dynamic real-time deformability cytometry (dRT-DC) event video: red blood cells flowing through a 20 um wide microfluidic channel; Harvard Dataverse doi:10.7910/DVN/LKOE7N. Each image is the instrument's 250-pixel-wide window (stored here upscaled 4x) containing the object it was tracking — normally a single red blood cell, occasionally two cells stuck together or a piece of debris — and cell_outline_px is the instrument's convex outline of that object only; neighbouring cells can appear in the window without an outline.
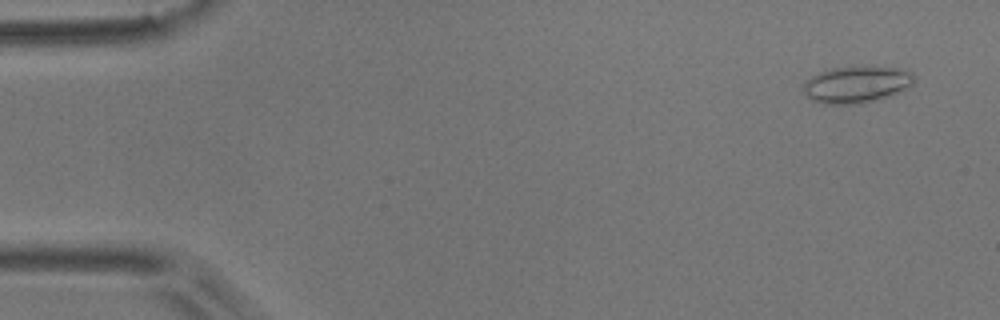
{"species": "common noctule bat (a hibernating species)", "species_latin": "Nyctalus noctula", "temperature_condition": "room temperature", "stored_images_in_passage": 54, "camera_frame_rate_fps": 3000, "um_per_image_px": 0.085, "animal": {"sex": "male", "body_mass_g": 17.9}, "frame": {"image": 1, "passage_image": 3, "time_ms": 0.667, "image_size_px": [1000, 320], "cell_outline_px": [[916, 80], [912, 84], [892, 96], [860, 104], [824, 104], [812, 100], [804, 92], [804, 84], [812, 76], [820, 72], [832, 68], [896, 68], [912, 72], [916, 76]], "centroid_in_image_um": [72.84, 7.21], "position_along_channel_um": 12.2, "area_um2": 23.29}}
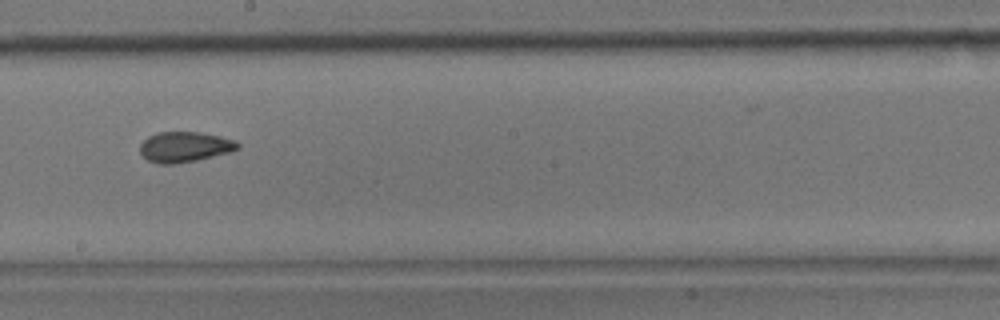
{"frame": {"image": 2, "passage_image": 30, "time_ms": 9.667, "image_size_px": [1000, 320], "cell_outline_px": [[240, 148], [232, 152], [196, 160], [172, 164], [160, 164], [148, 160], [140, 152], [140, 144], [148, 136], [156, 132], [200, 132], [220, 136], [232, 140], [240, 144]], "centroid_in_image_um": [15.7, 12.48], "position_along_channel_um": 232.5, "area_um2": 17.28}}
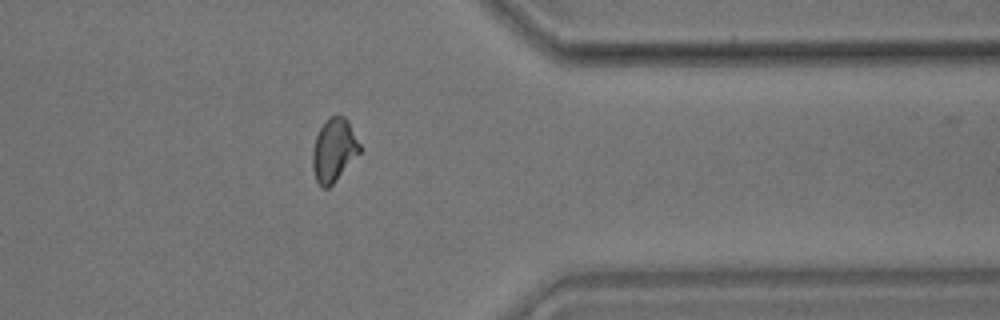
{"frame": {"image": 3, "passage_image": 43, "time_ms": 14.0, "image_size_px": [1000, 320], "cell_outline_px": [[360, 152], [336, 180], [328, 188], [320, 188], [316, 180], [312, 168], [312, 152], [316, 136], [324, 120], [332, 116], [344, 116], [348, 120], [360, 144]], "centroid_in_image_um": [28.36, 12.76], "position_along_channel_um": 383.0, "area_um2": 17.34}, "authors_computed_cell_mechanics": {"area_um2": 17.4556, "velocity_mm_per_s": 3.7349, "shape_relaxation_time_tau1_ms": 8.2277, "shape_relaxation_time_tau2_ms": 2.0718, "deformation_change_tau1": 0.1472, "deformation_change_tau2": 0.0684}}